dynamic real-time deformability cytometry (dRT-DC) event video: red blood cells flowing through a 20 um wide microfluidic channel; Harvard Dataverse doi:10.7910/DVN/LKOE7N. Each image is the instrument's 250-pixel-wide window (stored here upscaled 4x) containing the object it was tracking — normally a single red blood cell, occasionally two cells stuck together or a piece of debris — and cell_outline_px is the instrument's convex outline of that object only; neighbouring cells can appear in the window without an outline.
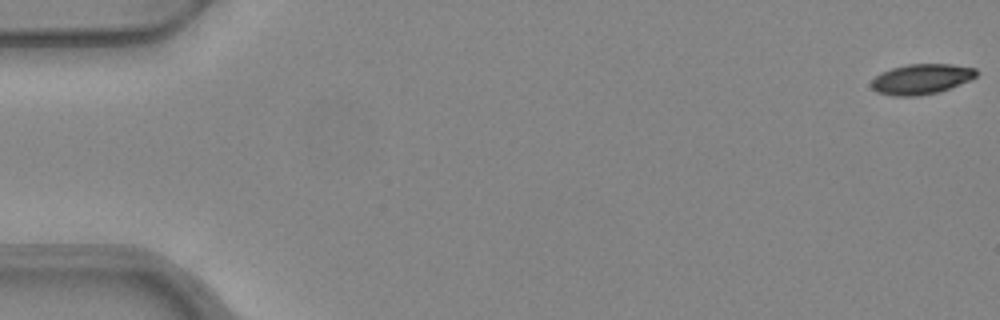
{"species": "common noctule bat (a hibernating species)", "species_latin": "Nyctalus noctula", "temperature_condition": "warm", "stored_images_in_passage": 6, "camera_frame_rate_fps": 3000, "um_per_image_px": 0.085, "animal": {"sex": "female", "body_mass_g": 24.6, "forearm_length_mm": 56.2}, "frame": {"image": 1, "passage_image": 1, "time_ms": 0.0, "image_size_px": [1000, 320], "cell_outline_px": [[980, 72], [976, 76], [960, 84], [936, 92], [916, 96], [892, 96], [876, 92], [872, 88], [872, 80], [880, 72], [892, 68], [908, 64], [952, 64], [976, 68]], "centroid_in_image_um": [78.31, 6.71], "position_along_channel_um": 6.7, "area_um2": 18.44}}